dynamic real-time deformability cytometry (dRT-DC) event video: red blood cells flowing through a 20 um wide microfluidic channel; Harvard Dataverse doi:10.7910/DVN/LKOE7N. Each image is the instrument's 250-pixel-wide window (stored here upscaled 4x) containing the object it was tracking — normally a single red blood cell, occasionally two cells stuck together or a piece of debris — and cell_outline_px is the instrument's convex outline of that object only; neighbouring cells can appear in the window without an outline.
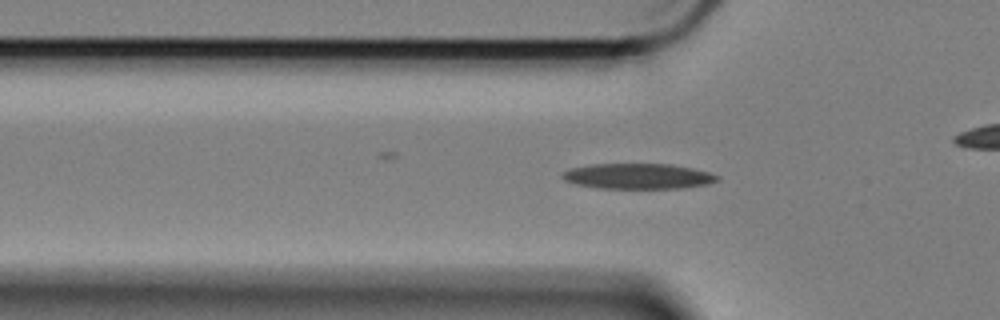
{"species": "Egyptian fruit bat (a non-hibernating species)", "species_latin": "Rousettus aegyptiacus", "temperature_condition": "cold", "stored_images_in_passage": 6, "camera_frame_rate_fps": 3000, "um_per_image_px": 0.085, "animal": {"sex": "female"}, "frame": {"image": 1, "passage_image": 3, "time_ms": 0.667, "image_size_px": [1000, 320], "cell_outline_px": [[720, 180], [708, 184], [684, 188], [596, 188], [572, 184], [564, 180], [560, 176], [564, 172], [572, 168], [592, 164], [672, 164], [692, 168], [708, 172], [720, 176]], "centroid_in_image_um": [54.23, 14.98], "position_along_channel_um": 71.6, "area_um2": 23.12}}